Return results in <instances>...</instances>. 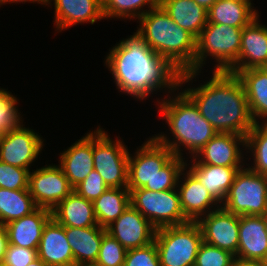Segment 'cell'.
<instances>
[{"label": "cell", "mask_w": 267, "mask_h": 266, "mask_svg": "<svg viewBox=\"0 0 267 266\" xmlns=\"http://www.w3.org/2000/svg\"><path fill=\"white\" fill-rule=\"evenodd\" d=\"M94 170L108 188H127L129 150L125 143L110 138L100 126L93 131Z\"/></svg>", "instance_id": "cell-8"}, {"label": "cell", "mask_w": 267, "mask_h": 266, "mask_svg": "<svg viewBox=\"0 0 267 266\" xmlns=\"http://www.w3.org/2000/svg\"><path fill=\"white\" fill-rule=\"evenodd\" d=\"M237 1H241V2H244V3H248L252 6V0H237Z\"/></svg>", "instance_id": "cell-50"}, {"label": "cell", "mask_w": 267, "mask_h": 266, "mask_svg": "<svg viewBox=\"0 0 267 266\" xmlns=\"http://www.w3.org/2000/svg\"><path fill=\"white\" fill-rule=\"evenodd\" d=\"M253 8L237 0H216L207 10V22L244 28L260 16L258 10Z\"/></svg>", "instance_id": "cell-28"}, {"label": "cell", "mask_w": 267, "mask_h": 266, "mask_svg": "<svg viewBox=\"0 0 267 266\" xmlns=\"http://www.w3.org/2000/svg\"><path fill=\"white\" fill-rule=\"evenodd\" d=\"M186 160L185 168L207 188L211 196L221 205L233 184L237 172L243 167H226L198 163L194 158ZM191 165V166H189Z\"/></svg>", "instance_id": "cell-23"}, {"label": "cell", "mask_w": 267, "mask_h": 266, "mask_svg": "<svg viewBox=\"0 0 267 266\" xmlns=\"http://www.w3.org/2000/svg\"><path fill=\"white\" fill-rule=\"evenodd\" d=\"M44 139L33 129L21 125L4 135L0 146V161L29 171L38 160Z\"/></svg>", "instance_id": "cell-12"}, {"label": "cell", "mask_w": 267, "mask_h": 266, "mask_svg": "<svg viewBox=\"0 0 267 266\" xmlns=\"http://www.w3.org/2000/svg\"><path fill=\"white\" fill-rule=\"evenodd\" d=\"M28 169L12 166L0 161V188L9 190H28Z\"/></svg>", "instance_id": "cell-36"}, {"label": "cell", "mask_w": 267, "mask_h": 266, "mask_svg": "<svg viewBox=\"0 0 267 266\" xmlns=\"http://www.w3.org/2000/svg\"><path fill=\"white\" fill-rule=\"evenodd\" d=\"M59 155L58 165L75 188L94 170L93 132L89 131Z\"/></svg>", "instance_id": "cell-19"}, {"label": "cell", "mask_w": 267, "mask_h": 266, "mask_svg": "<svg viewBox=\"0 0 267 266\" xmlns=\"http://www.w3.org/2000/svg\"><path fill=\"white\" fill-rule=\"evenodd\" d=\"M80 266H104V265H102V264H100V263L94 261V262L83 263V264H81Z\"/></svg>", "instance_id": "cell-47"}, {"label": "cell", "mask_w": 267, "mask_h": 266, "mask_svg": "<svg viewBox=\"0 0 267 266\" xmlns=\"http://www.w3.org/2000/svg\"><path fill=\"white\" fill-rule=\"evenodd\" d=\"M178 90L177 87L161 101L157 99L159 105L157 109L168 124L170 134L172 133L173 136L172 140L165 133L154 137L175 155L184 158L182 152L186 148L185 150L189 152L186 154L194 157L218 132L199 113L194 103Z\"/></svg>", "instance_id": "cell-3"}, {"label": "cell", "mask_w": 267, "mask_h": 266, "mask_svg": "<svg viewBox=\"0 0 267 266\" xmlns=\"http://www.w3.org/2000/svg\"><path fill=\"white\" fill-rule=\"evenodd\" d=\"M235 258L267 263V232L263 216H240L239 244Z\"/></svg>", "instance_id": "cell-17"}, {"label": "cell", "mask_w": 267, "mask_h": 266, "mask_svg": "<svg viewBox=\"0 0 267 266\" xmlns=\"http://www.w3.org/2000/svg\"><path fill=\"white\" fill-rule=\"evenodd\" d=\"M38 207L29 190H9L0 188V224L30 215Z\"/></svg>", "instance_id": "cell-30"}, {"label": "cell", "mask_w": 267, "mask_h": 266, "mask_svg": "<svg viewBox=\"0 0 267 266\" xmlns=\"http://www.w3.org/2000/svg\"><path fill=\"white\" fill-rule=\"evenodd\" d=\"M126 253L127 250L106 232L96 262L104 266H123Z\"/></svg>", "instance_id": "cell-35"}, {"label": "cell", "mask_w": 267, "mask_h": 266, "mask_svg": "<svg viewBox=\"0 0 267 266\" xmlns=\"http://www.w3.org/2000/svg\"><path fill=\"white\" fill-rule=\"evenodd\" d=\"M37 258V250L7 244L2 264L4 266H27Z\"/></svg>", "instance_id": "cell-40"}, {"label": "cell", "mask_w": 267, "mask_h": 266, "mask_svg": "<svg viewBox=\"0 0 267 266\" xmlns=\"http://www.w3.org/2000/svg\"><path fill=\"white\" fill-rule=\"evenodd\" d=\"M236 75L244 85L255 124H267V74L260 68H252L241 70Z\"/></svg>", "instance_id": "cell-26"}, {"label": "cell", "mask_w": 267, "mask_h": 266, "mask_svg": "<svg viewBox=\"0 0 267 266\" xmlns=\"http://www.w3.org/2000/svg\"><path fill=\"white\" fill-rule=\"evenodd\" d=\"M106 230L126 250L152 243L156 232V228L132 205Z\"/></svg>", "instance_id": "cell-14"}, {"label": "cell", "mask_w": 267, "mask_h": 266, "mask_svg": "<svg viewBox=\"0 0 267 266\" xmlns=\"http://www.w3.org/2000/svg\"><path fill=\"white\" fill-rule=\"evenodd\" d=\"M221 207L236 215L263 216L267 211V175L240 169Z\"/></svg>", "instance_id": "cell-7"}, {"label": "cell", "mask_w": 267, "mask_h": 266, "mask_svg": "<svg viewBox=\"0 0 267 266\" xmlns=\"http://www.w3.org/2000/svg\"><path fill=\"white\" fill-rule=\"evenodd\" d=\"M129 190L131 205L156 229L190 222L182 212L177 188L157 192L145 188Z\"/></svg>", "instance_id": "cell-9"}, {"label": "cell", "mask_w": 267, "mask_h": 266, "mask_svg": "<svg viewBox=\"0 0 267 266\" xmlns=\"http://www.w3.org/2000/svg\"><path fill=\"white\" fill-rule=\"evenodd\" d=\"M159 0H102L104 18L139 19L158 4ZM148 6V9L146 6ZM145 9V10H144Z\"/></svg>", "instance_id": "cell-32"}, {"label": "cell", "mask_w": 267, "mask_h": 266, "mask_svg": "<svg viewBox=\"0 0 267 266\" xmlns=\"http://www.w3.org/2000/svg\"><path fill=\"white\" fill-rule=\"evenodd\" d=\"M12 93L5 88H0V106Z\"/></svg>", "instance_id": "cell-45"}, {"label": "cell", "mask_w": 267, "mask_h": 266, "mask_svg": "<svg viewBox=\"0 0 267 266\" xmlns=\"http://www.w3.org/2000/svg\"><path fill=\"white\" fill-rule=\"evenodd\" d=\"M259 22L258 16L243 28L238 62L230 73L237 74L241 70L261 68L267 63V26Z\"/></svg>", "instance_id": "cell-18"}, {"label": "cell", "mask_w": 267, "mask_h": 266, "mask_svg": "<svg viewBox=\"0 0 267 266\" xmlns=\"http://www.w3.org/2000/svg\"><path fill=\"white\" fill-rule=\"evenodd\" d=\"M123 266H161L155 242L127 250Z\"/></svg>", "instance_id": "cell-38"}, {"label": "cell", "mask_w": 267, "mask_h": 266, "mask_svg": "<svg viewBox=\"0 0 267 266\" xmlns=\"http://www.w3.org/2000/svg\"><path fill=\"white\" fill-rule=\"evenodd\" d=\"M37 257L48 266H73L74 256L65 235V227L51 217L44 226Z\"/></svg>", "instance_id": "cell-21"}, {"label": "cell", "mask_w": 267, "mask_h": 266, "mask_svg": "<svg viewBox=\"0 0 267 266\" xmlns=\"http://www.w3.org/2000/svg\"><path fill=\"white\" fill-rule=\"evenodd\" d=\"M245 149L247 152L244 154H253V164L246 163L248 168L257 174L267 175V124L254 125L245 137Z\"/></svg>", "instance_id": "cell-31"}, {"label": "cell", "mask_w": 267, "mask_h": 266, "mask_svg": "<svg viewBox=\"0 0 267 266\" xmlns=\"http://www.w3.org/2000/svg\"><path fill=\"white\" fill-rule=\"evenodd\" d=\"M8 244V235L4 225L0 224V262H2Z\"/></svg>", "instance_id": "cell-41"}, {"label": "cell", "mask_w": 267, "mask_h": 266, "mask_svg": "<svg viewBox=\"0 0 267 266\" xmlns=\"http://www.w3.org/2000/svg\"><path fill=\"white\" fill-rule=\"evenodd\" d=\"M233 266H267V263L266 262H254V261H242V260L236 259Z\"/></svg>", "instance_id": "cell-42"}, {"label": "cell", "mask_w": 267, "mask_h": 266, "mask_svg": "<svg viewBox=\"0 0 267 266\" xmlns=\"http://www.w3.org/2000/svg\"><path fill=\"white\" fill-rule=\"evenodd\" d=\"M235 261L231 252L202 242L194 266H233Z\"/></svg>", "instance_id": "cell-34"}, {"label": "cell", "mask_w": 267, "mask_h": 266, "mask_svg": "<svg viewBox=\"0 0 267 266\" xmlns=\"http://www.w3.org/2000/svg\"><path fill=\"white\" fill-rule=\"evenodd\" d=\"M107 189L108 187L104 183L101 175L96 170H93L79 185L74 188V191L88 201L94 202Z\"/></svg>", "instance_id": "cell-39"}, {"label": "cell", "mask_w": 267, "mask_h": 266, "mask_svg": "<svg viewBox=\"0 0 267 266\" xmlns=\"http://www.w3.org/2000/svg\"><path fill=\"white\" fill-rule=\"evenodd\" d=\"M240 215L220 207L200 217L199 225L203 242L237 255Z\"/></svg>", "instance_id": "cell-13"}, {"label": "cell", "mask_w": 267, "mask_h": 266, "mask_svg": "<svg viewBox=\"0 0 267 266\" xmlns=\"http://www.w3.org/2000/svg\"><path fill=\"white\" fill-rule=\"evenodd\" d=\"M263 218H264L265 223H266V232H267V211L264 213Z\"/></svg>", "instance_id": "cell-49"}, {"label": "cell", "mask_w": 267, "mask_h": 266, "mask_svg": "<svg viewBox=\"0 0 267 266\" xmlns=\"http://www.w3.org/2000/svg\"><path fill=\"white\" fill-rule=\"evenodd\" d=\"M198 5L203 6L206 10H208L216 0H193Z\"/></svg>", "instance_id": "cell-44"}, {"label": "cell", "mask_w": 267, "mask_h": 266, "mask_svg": "<svg viewBox=\"0 0 267 266\" xmlns=\"http://www.w3.org/2000/svg\"><path fill=\"white\" fill-rule=\"evenodd\" d=\"M185 158L175 155L153 178V191L173 190L177 188L181 171L185 168Z\"/></svg>", "instance_id": "cell-33"}, {"label": "cell", "mask_w": 267, "mask_h": 266, "mask_svg": "<svg viewBox=\"0 0 267 266\" xmlns=\"http://www.w3.org/2000/svg\"><path fill=\"white\" fill-rule=\"evenodd\" d=\"M54 4V21L56 31L67 30L79 23H91L104 19L102 0H48L47 5Z\"/></svg>", "instance_id": "cell-20"}, {"label": "cell", "mask_w": 267, "mask_h": 266, "mask_svg": "<svg viewBox=\"0 0 267 266\" xmlns=\"http://www.w3.org/2000/svg\"><path fill=\"white\" fill-rule=\"evenodd\" d=\"M242 145V146H241ZM245 136L217 133L194 157L198 163L226 167H244ZM243 151V152H242ZM243 157V158H242Z\"/></svg>", "instance_id": "cell-15"}, {"label": "cell", "mask_w": 267, "mask_h": 266, "mask_svg": "<svg viewBox=\"0 0 267 266\" xmlns=\"http://www.w3.org/2000/svg\"><path fill=\"white\" fill-rule=\"evenodd\" d=\"M111 48L105 66L119 92L143 101L155 91L171 93L177 89L180 73L153 51L137 31Z\"/></svg>", "instance_id": "cell-1"}, {"label": "cell", "mask_w": 267, "mask_h": 266, "mask_svg": "<svg viewBox=\"0 0 267 266\" xmlns=\"http://www.w3.org/2000/svg\"><path fill=\"white\" fill-rule=\"evenodd\" d=\"M52 217L64 227L84 228L97 226L93 202L71 192L52 210Z\"/></svg>", "instance_id": "cell-24"}, {"label": "cell", "mask_w": 267, "mask_h": 266, "mask_svg": "<svg viewBox=\"0 0 267 266\" xmlns=\"http://www.w3.org/2000/svg\"><path fill=\"white\" fill-rule=\"evenodd\" d=\"M29 1H30L31 3H32V2H33V3L37 2L38 4H42V5L44 4V5H47V1H48V0H0V6L3 5V4H6V3H7V4H8V3H9V4H10V3H15V4H16V3H21V2H22V3H23V2L25 3V2H29Z\"/></svg>", "instance_id": "cell-43"}, {"label": "cell", "mask_w": 267, "mask_h": 266, "mask_svg": "<svg viewBox=\"0 0 267 266\" xmlns=\"http://www.w3.org/2000/svg\"><path fill=\"white\" fill-rule=\"evenodd\" d=\"M106 232L107 230L99 225L84 228L65 227V235L74 256V265L97 260Z\"/></svg>", "instance_id": "cell-25"}, {"label": "cell", "mask_w": 267, "mask_h": 266, "mask_svg": "<svg viewBox=\"0 0 267 266\" xmlns=\"http://www.w3.org/2000/svg\"><path fill=\"white\" fill-rule=\"evenodd\" d=\"M28 190L37 207L52 211L74 188L59 165L46 164L30 171Z\"/></svg>", "instance_id": "cell-11"}, {"label": "cell", "mask_w": 267, "mask_h": 266, "mask_svg": "<svg viewBox=\"0 0 267 266\" xmlns=\"http://www.w3.org/2000/svg\"><path fill=\"white\" fill-rule=\"evenodd\" d=\"M27 266H48V265L43 260H41L39 257H37Z\"/></svg>", "instance_id": "cell-46"}, {"label": "cell", "mask_w": 267, "mask_h": 266, "mask_svg": "<svg viewBox=\"0 0 267 266\" xmlns=\"http://www.w3.org/2000/svg\"><path fill=\"white\" fill-rule=\"evenodd\" d=\"M181 91L218 133L246 137L255 125L244 85L236 74L213 71L206 83Z\"/></svg>", "instance_id": "cell-2"}, {"label": "cell", "mask_w": 267, "mask_h": 266, "mask_svg": "<svg viewBox=\"0 0 267 266\" xmlns=\"http://www.w3.org/2000/svg\"><path fill=\"white\" fill-rule=\"evenodd\" d=\"M170 18L196 39L207 24V10L193 0H159Z\"/></svg>", "instance_id": "cell-27"}, {"label": "cell", "mask_w": 267, "mask_h": 266, "mask_svg": "<svg viewBox=\"0 0 267 266\" xmlns=\"http://www.w3.org/2000/svg\"><path fill=\"white\" fill-rule=\"evenodd\" d=\"M18 98L12 94L0 106V131L7 134L23 124L18 110Z\"/></svg>", "instance_id": "cell-37"}, {"label": "cell", "mask_w": 267, "mask_h": 266, "mask_svg": "<svg viewBox=\"0 0 267 266\" xmlns=\"http://www.w3.org/2000/svg\"><path fill=\"white\" fill-rule=\"evenodd\" d=\"M51 217V210L38 207L30 215L7 223L4 226L8 235V243L37 250L44 226Z\"/></svg>", "instance_id": "cell-22"}, {"label": "cell", "mask_w": 267, "mask_h": 266, "mask_svg": "<svg viewBox=\"0 0 267 266\" xmlns=\"http://www.w3.org/2000/svg\"><path fill=\"white\" fill-rule=\"evenodd\" d=\"M4 135H5V133L0 131V146H1V142H2V140L4 138Z\"/></svg>", "instance_id": "cell-51"}, {"label": "cell", "mask_w": 267, "mask_h": 266, "mask_svg": "<svg viewBox=\"0 0 267 266\" xmlns=\"http://www.w3.org/2000/svg\"><path fill=\"white\" fill-rule=\"evenodd\" d=\"M243 28H235L223 24L207 22L199 37L196 39V56L194 72H183L179 74L178 89L180 91L183 83H193L200 75L206 59L210 58L216 64L212 71L229 72L238 62L241 37ZM195 78V79H194Z\"/></svg>", "instance_id": "cell-5"}, {"label": "cell", "mask_w": 267, "mask_h": 266, "mask_svg": "<svg viewBox=\"0 0 267 266\" xmlns=\"http://www.w3.org/2000/svg\"><path fill=\"white\" fill-rule=\"evenodd\" d=\"M131 205L128 188H108L93 202L97 223L107 228Z\"/></svg>", "instance_id": "cell-29"}, {"label": "cell", "mask_w": 267, "mask_h": 266, "mask_svg": "<svg viewBox=\"0 0 267 266\" xmlns=\"http://www.w3.org/2000/svg\"><path fill=\"white\" fill-rule=\"evenodd\" d=\"M260 69L267 74V63H265Z\"/></svg>", "instance_id": "cell-48"}, {"label": "cell", "mask_w": 267, "mask_h": 266, "mask_svg": "<svg viewBox=\"0 0 267 266\" xmlns=\"http://www.w3.org/2000/svg\"><path fill=\"white\" fill-rule=\"evenodd\" d=\"M177 191L182 212L190 222H196L200 217L221 207L187 168L180 173Z\"/></svg>", "instance_id": "cell-16"}, {"label": "cell", "mask_w": 267, "mask_h": 266, "mask_svg": "<svg viewBox=\"0 0 267 266\" xmlns=\"http://www.w3.org/2000/svg\"><path fill=\"white\" fill-rule=\"evenodd\" d=\"M138 148L134 156L129 151L127 188L153 191V178L175 154L154 136L147 138Z\"/></svg>", "instance_id": "cell-10"}, {"label": "cell", "mask_w": 267, "mask_h": 266, "mask_svg": "<svg viewBox=\"0 0 267 266\" xmlns=\"http://www.w3.org/2000/svg\"><path fill=\"white\" fill-rule=\"evenodd\" d=\"M137 33L179 73L194 72L196 38L178 26L158 3L139 19Z\"/></svg>", "instance_id": "cell-4"}, {"label": "cell", "mask_w": 267, "mask_h": 266, "mask_svg": "<svg viewBox=\"0 0 267 266\" xmlns=\"http://www.w3.org/2000/svg\"><path fill=\"white\" fill-rule=\"evenodd\" d=\"M154 242L161 266H194L203 242L196 222L156 229Z\"/></svg>", "instance_id": "cell-6"}]
</instances>
